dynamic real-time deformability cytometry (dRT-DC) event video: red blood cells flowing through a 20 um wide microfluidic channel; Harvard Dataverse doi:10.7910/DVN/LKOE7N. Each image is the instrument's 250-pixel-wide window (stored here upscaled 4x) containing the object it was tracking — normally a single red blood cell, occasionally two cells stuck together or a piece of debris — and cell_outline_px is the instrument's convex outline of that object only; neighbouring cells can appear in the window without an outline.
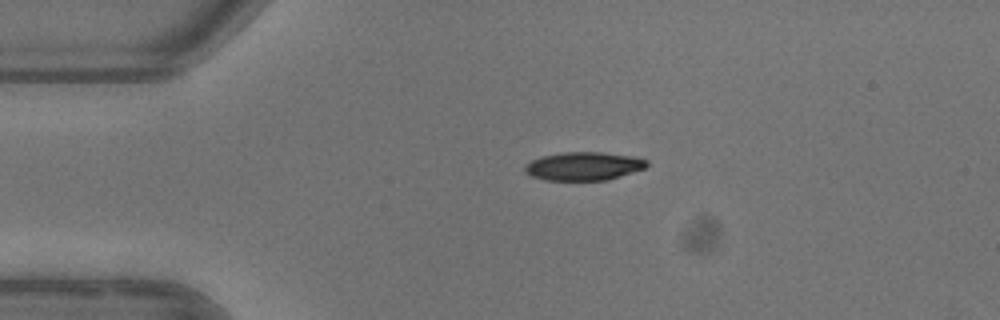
{"species": "common noctule bat (a hibernating species)", "species_latin": "Nyctalus noctula", "temperature_condition": "warm", "stored_images_in_passage": 2, "camera_frame_rate_fps": 3000, "um_per_image_px": 0.085, "animal": {"sex": "female"}, "frame": {"image": 1, "passage_image": 1, "time_ms": 0.0, "image_size_px": [1000, 320], "cell_outline_px": [[648, 164], [644, 168], [608, 180], [544, 180], [532, 176], [524, 172], [524, 168], [532, 160], [540, 156], [564, 152], [600, 152], [636, 156], [648, 160]], "centroid_in_image_um": [49.62, 14.12], "position_along_channel_um": 35.4, "area_um2": 20.17}}